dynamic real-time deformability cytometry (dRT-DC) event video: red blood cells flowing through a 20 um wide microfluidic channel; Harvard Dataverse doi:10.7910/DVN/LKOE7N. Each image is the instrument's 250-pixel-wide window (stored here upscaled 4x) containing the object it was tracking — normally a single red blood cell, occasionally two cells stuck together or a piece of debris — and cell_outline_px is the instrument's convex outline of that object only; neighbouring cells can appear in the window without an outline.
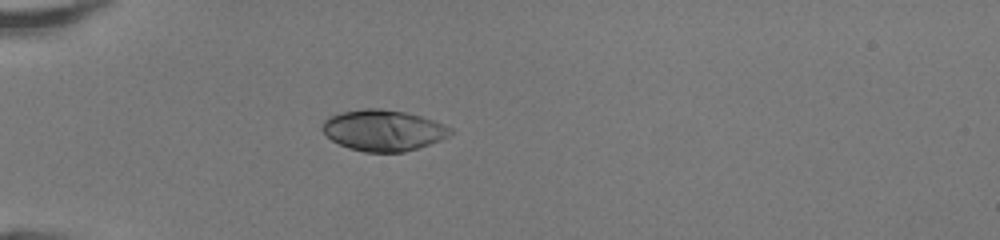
{"species": "human", "species_latin": "Homo sapiens", "temperature_condition": "room temperature", "stored_images_in_passage": 34, "camera_frame_rate_fps": 3000, "um_per_image_px": 0.085, "donor": {"sex": "female"}, "frame": {"image": 1, "passage_image": 1, "time_ms": 0.0, "image_size_px": [1000, 240], "cell_outline_px": [[452, 132], [448, 136], [440, 140], [404, 152], [364, 152], [348, 148], [332, 140], [320, 128], [324, 120], [328, 116], [340, 112], [364, 108], [380, 108], [404, 112], [420, 116], [432, 120], [452, 128]], "centroid_in_image_um": [32.53, 11.07], "position_along_channel_um": 52.5, "area_um2": 30.52}}
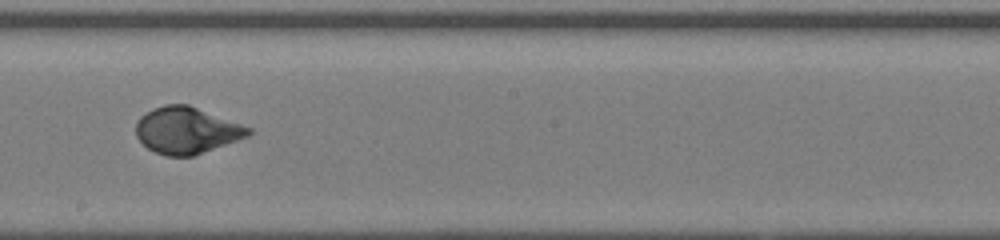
{"frame": {"image": 2, "passage_image": 15, "time_ms": 4.667, "image_size_px": [1000, 240], "cell_outline_px": [[252, 132], [248, 136], [192, 156], [168, 156], [156, 152], [148, 148], [136, 136], [136, 124], [140, 116], [152, 108], [164, 104], [188, 104], [252, 128]], "centroid_in_image_um": [15.84, 11.06], "position_along_channel_um": 232.4, "area_um2": 30.29}}
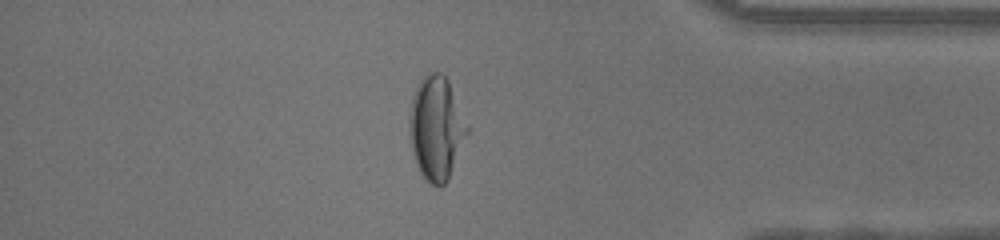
{"frame": {"image": 3, "passage_image": 28, "time_ms": 9.0, "image_size_px": [1000, 240], "cell_outline_px": [[472, 128], [448, 180], [444, 184], [432, 184], [420, 172], [416, 164], [412, 152], [408, 128], [408, 116], [412, 96], [420, 80], [428, 72], [440, 72], [448, 80]], "centroid_in_image_um": [37.12, 10.86], "position_along_channel_um": 398.1, "area_um2": 35.6}, "authors_computed_cell_mechanics": {"area_um2": 30.8652, "velocity_mm_per_s": 4.2861, "shape_relaxation_time_tau1_ms": 3.8451, "shape_relaxation_time_tau2_ms": null, "deformation_change_tau1": 0.2028, "deformation_change_tau2": null}}